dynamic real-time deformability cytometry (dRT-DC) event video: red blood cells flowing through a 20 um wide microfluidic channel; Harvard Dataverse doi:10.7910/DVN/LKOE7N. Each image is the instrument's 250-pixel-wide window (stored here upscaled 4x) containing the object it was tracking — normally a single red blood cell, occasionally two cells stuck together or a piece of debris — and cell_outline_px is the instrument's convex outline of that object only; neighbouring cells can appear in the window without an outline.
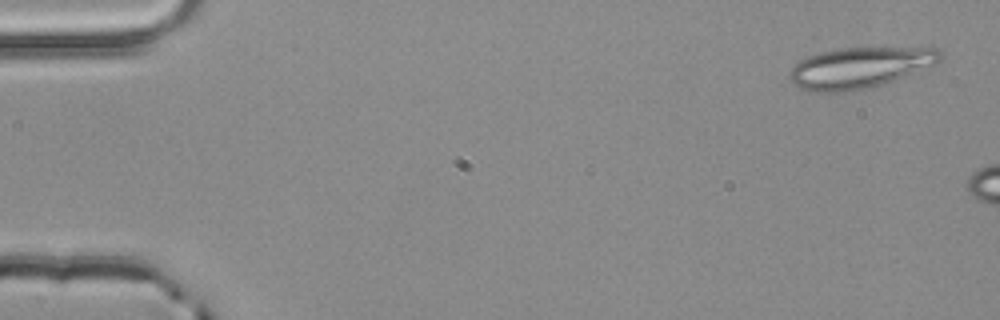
{"species": "common noctule bat (a hibernating species)", "species_latin": "Nyctalus noctula", "temperature_condition": "room temperature", "stored_images_in_passage": 3, "camera_frame_rate_fps": 3000, "um_per_image_px": 0.085, "animal": {"sex": "male", "body_mass_g": 20.4}, "frame": {"image": 1, "passage_image": 1, "time_ms": 0.0, "image_size_px": [1000, 320], "cell_outline_px": [[944, 56], [936, 64], [884, 84], [872, 88], [840, 92], [816, 92], [800, 88], [792, 84], [788, 80], [788, 72], [800, 60], [808, 56], [820, 52], [840, 48], [940, 48], [944, 52]], "centroid_in_image_um": [73.07, 5.76], "position_along_channel_um": 11.9, "area_um2": 36.13}}